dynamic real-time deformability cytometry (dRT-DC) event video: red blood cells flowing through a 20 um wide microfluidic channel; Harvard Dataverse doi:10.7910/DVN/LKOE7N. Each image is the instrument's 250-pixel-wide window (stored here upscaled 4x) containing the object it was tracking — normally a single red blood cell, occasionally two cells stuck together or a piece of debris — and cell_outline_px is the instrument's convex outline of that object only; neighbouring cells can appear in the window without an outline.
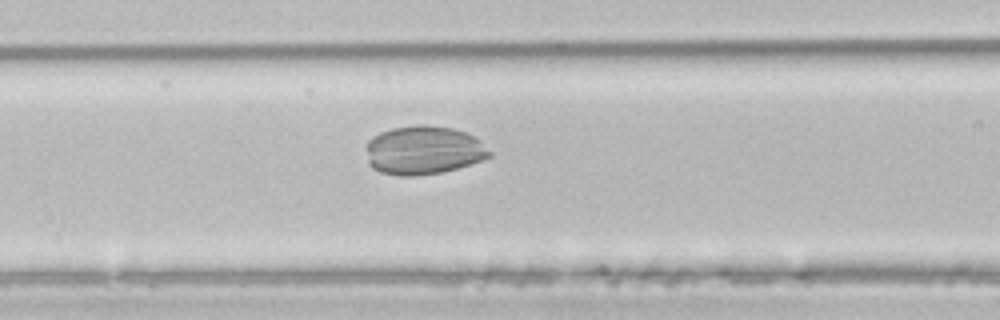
{"species": "common noctule bat (a hibernating species)", "species_latin": "Nyctalus noctula", "temperature_condition": "room temperature", "stored_images_in_passage": 44, "camera_frame_rate_fps": 3000, "um_per_image_px": 0.085, "animal": {"sex": "male", "body_mass_g": 21.5, "forearm_length_mm": 52.0}, "frame": {"image": 1, "passage_image": 14, "time_ms": 4.333, "image_size_px": [1000, 320], "cell_outline_px": [[492, 156], [456, 168], [440, 172], [412, 176], [400, 176], [380, 172], [372, 168], [368, 164], [364, 148], [368, 140], [372, 136], [380, 132], [392, 128], [420, 124], [424, 124], [452, 128], [464, 132], [480, 140], [492, 152]], "centroid_in_image_um": [35.94, 12.76], "position_along_channel_um": 130.7, "area_um2": 35.14}}
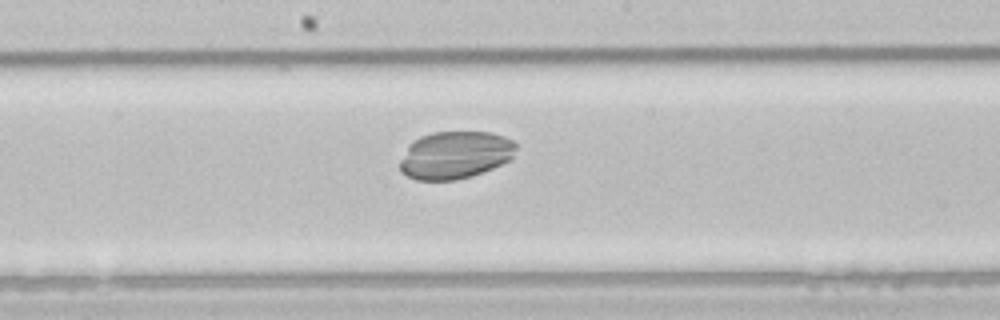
{"frame": {"image": 2, "passage_image": 20, "time_ms": 6.333, "image_size_px": [1000, 320], "cell_outline_px": [[516, 148], [512, 156], [508, 160], [492, 168], [472, 176], [456, 180], [416, 180], [400, 172], [400, 160], [408, 144], [412, 140], [420, 136], [432, 132], [492, 132], [504, 136], [512, 140], [516, 144]], "centroid_in_image_um": [38.65, 13.17], "position_along_channel_um": 209.6, "area_um2": 32.31}}
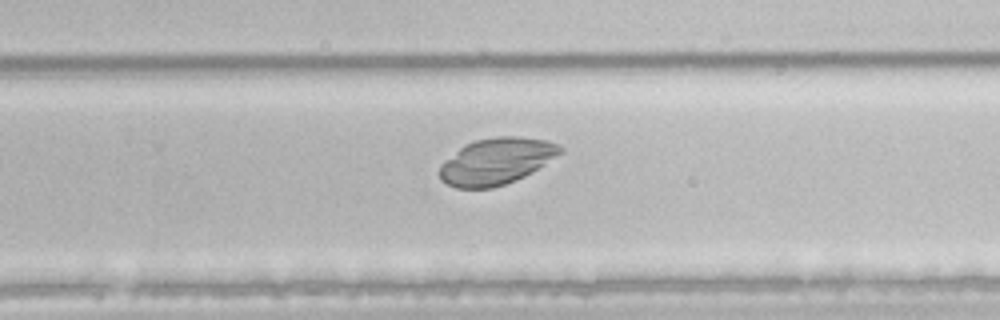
{"frame": {"image": 3, "passage_image": 26, "time_ms": 8.333, "image_size_px": [1000, 320], "cell_outline_px": [[564, 152], [532, 172], [524, 176], [504, 184], [492, 188], [456, 188], [440, 180], [440, 164], [464, 144], [476, 140], [496, 136], [520, 136], [548, 140], [560, 144], [564, 148]], "centroid_in_image_um": [42.22, 13.69], "position_along_channel_um": 287.6, "area_um2": 32.83}}